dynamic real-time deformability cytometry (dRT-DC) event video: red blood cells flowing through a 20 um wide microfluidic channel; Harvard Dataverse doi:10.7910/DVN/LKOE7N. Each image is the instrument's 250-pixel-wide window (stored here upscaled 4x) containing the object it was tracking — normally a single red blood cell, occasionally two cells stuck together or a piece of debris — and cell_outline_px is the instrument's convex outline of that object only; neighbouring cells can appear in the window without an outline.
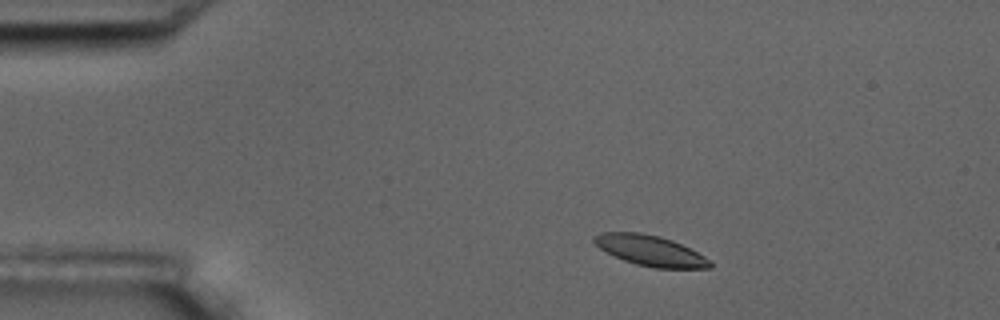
{"species": "common noctule bat (a hibernating species)", "species_latin": "Nyctalus noctula", "temperature_condition": "room temperature", "stored_images_in_passage": 3, "camera_frame_rate_fps": 3000, "um_per_image_px": 0.085, "animal": {"sex": "male", "body_mass_g": 17.5, "forearm_length_mm": 52.3}, "frame": {"image": 1, "passage_image": 1, "time_ms": 0.0, "image_size_px": [1000, 320], "cell_outline_px": [[712, 268], [656, 268], [636, 264], [624, 260], [600, 248], [592, 240], [592, 236], [600, 232], [640, 232], [660, 236], [672, 240], [704, 256], [712, 264]], "centroid_in_image_um": [55.25, 21.29], "position_along_channel_um": 29.8, "area_um2": 20.35}}